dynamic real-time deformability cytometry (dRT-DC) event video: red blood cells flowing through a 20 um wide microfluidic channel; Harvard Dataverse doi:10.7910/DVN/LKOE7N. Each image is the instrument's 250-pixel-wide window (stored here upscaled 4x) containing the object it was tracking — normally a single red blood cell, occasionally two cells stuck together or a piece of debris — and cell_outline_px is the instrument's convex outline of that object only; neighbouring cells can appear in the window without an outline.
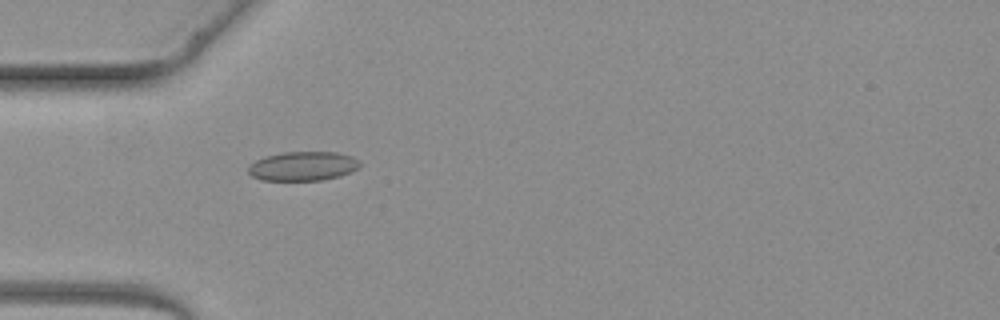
{"species": "common noctule bat (a hibernating species)", "species_latin": "Nyctalus noctula", "temperature_condition": "warm", "stored_images_in_passage": 2, "camera_frame_rate_fps": 3000, "um_per_image_px": 0.085, "animal": {"sex": "female", "body_mass_g": 19.3, "forearm_length_mm": 54.1}, "frame": {"image": 1, "passage_image": 2, "time_ms": 1.333, "image_size_px": [1000, 320], "cell_outline_px": [[360, 168], [340, 176], [320, 180], [264, 180], [252, 176], [248, 172], [248, 164], [264, 156], [284, 152], [336, 152], [352, 156], [360, 160]], "centroid_in_image_um": [25.76, 14.11], "position_along_channel_um": 59.2, "area_um2": 19.07}}